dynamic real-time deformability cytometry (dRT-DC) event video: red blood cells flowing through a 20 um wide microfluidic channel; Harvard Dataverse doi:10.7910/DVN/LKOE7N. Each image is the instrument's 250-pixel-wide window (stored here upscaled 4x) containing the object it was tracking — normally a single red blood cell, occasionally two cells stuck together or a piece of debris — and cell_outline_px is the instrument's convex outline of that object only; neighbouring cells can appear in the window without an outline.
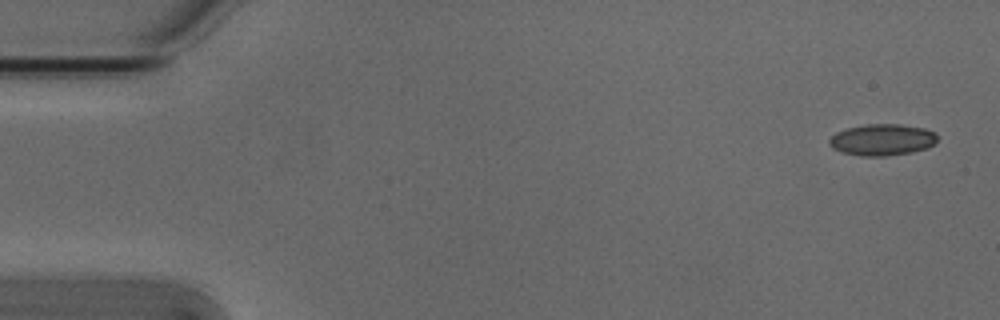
{"species": "Egyptian fruit bat (a non-hibernating species)", "species_latin": "Rousettus aegyptiacus", "temperature_condition": "cold", "stored_images_in_passage": 52, "camera_frame_rate_fps": 3000, "um_per_image_px": 0.085, "animal": {"sex": "male"}, "frame": {"image": 1, "passage_image": 1, "time_ms": 0.0, "image_size_px": [1000, 320], "cell_outline_px": [[936, 140], [928, 148], [912, 152], [884, 156], [860, 156], [840, 152], [832, 148], [828, 140], [836, 132], [848, 128], [868, 124], [900, 124], [924, 128], [936, 132]], "centroid_in_image_um": [74.97, 11.88], "position_along_channel_um": 10.0, "area_um2": 19.83}}
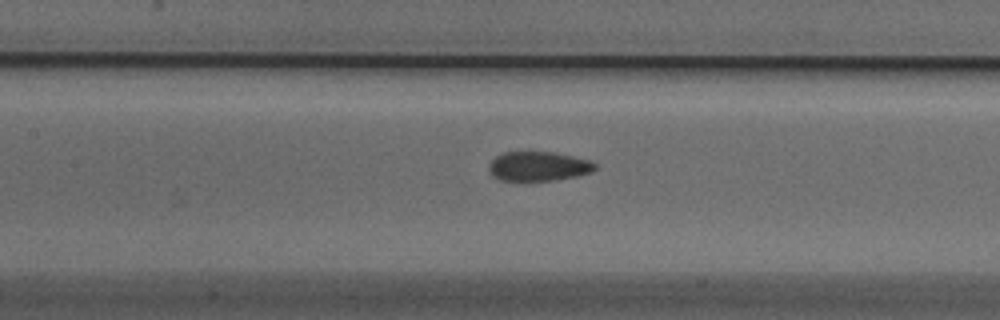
{"frame": {"image": 2, "passage_image": 23, "time_ms": 7.333, "image_size_px": [1000, 320], "cell_outline_px": [[596, 168], [592, 172], [576, 176], [552, 180], [500, 180], [492, 176], [488, 168], [488, 164], [496, 156], [504, 152], [528, 148], [552, 152], [572, 156], [588, 160], [596, 164]], "centroid_in_image_um": [45.71, 14.08], "position_along_channel_um": 161.7, "area_um2": 18.73}}
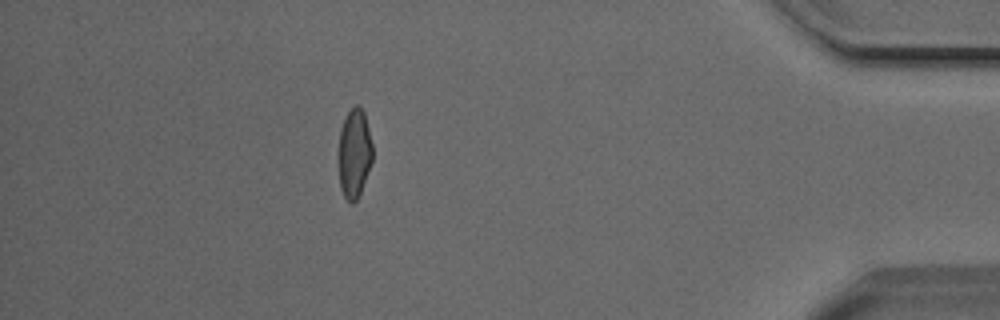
{"frame": {"image": 3, "passage_image": 46, "time_ms": 15.0, "image_size_px": [1000, 320], "cell_outline_px": [[372, 160], [360, 192], [356, 200], [352, 204], [344, 196], [340, 188], [340, 128], [348, 112], [356, 104], [360, 104], [364, 112], [372, 144]], "centroid_in_image_um": [30.13, 13.0], "position_along_channel_um": 405.1, "area_um2": 17.17}, "authors_computed_cell_mechanics": {"area_um2": 18.9006, "velocity_mm_per_s": 3.8432, "shape_relaxation_time_tau1_ms": 5.385, "shape_relaxation_time_tau2_ms": 1.5765, "deformation_change_tau1": 0.1182, "deformation_change_tau2": 0.0455}}